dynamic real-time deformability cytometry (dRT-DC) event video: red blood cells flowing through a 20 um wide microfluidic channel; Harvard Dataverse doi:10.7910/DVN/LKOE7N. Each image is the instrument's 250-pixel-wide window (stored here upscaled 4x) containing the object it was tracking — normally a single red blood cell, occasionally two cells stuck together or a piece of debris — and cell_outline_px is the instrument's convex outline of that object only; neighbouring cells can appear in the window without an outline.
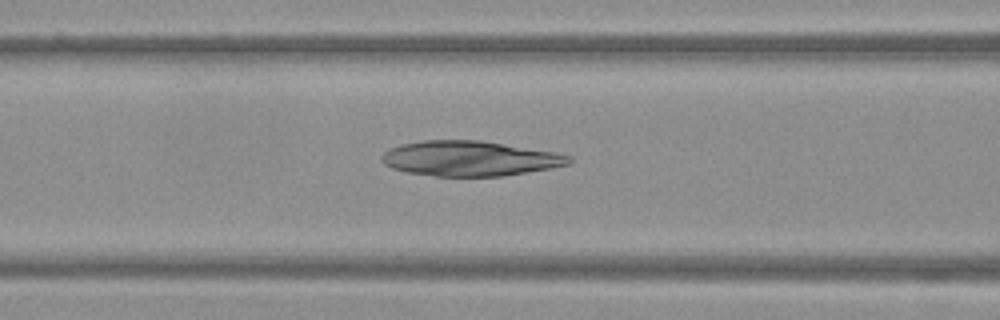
{"species": "Egyptian fruit bat (a non-hibernating species)", "species_latin": "Rousettus aegyptiacus", "temperature_condition": "warm", "stored_images_in_passage": 50, "camera_frame_rate_fps": 3000, "um_per_image_px": 0.085, "frame": {"image": 1, "passage_image": 21, "time_ms": 6.667, "image_size_px": [1000, 320], "cell_outline_px": [[572, 164], [504, 176], [436, 176], [408, 172], [392, 168], [384, 164], [380, 160], [380, 156], [388, 148], [404, 144], [424, 140], [480, 140], [556, 152], [572, 156]], "centroid_in_image_um": [39.94, 13.47], "position_along_channel_um": 126.7, "area_um2": 38.32}}
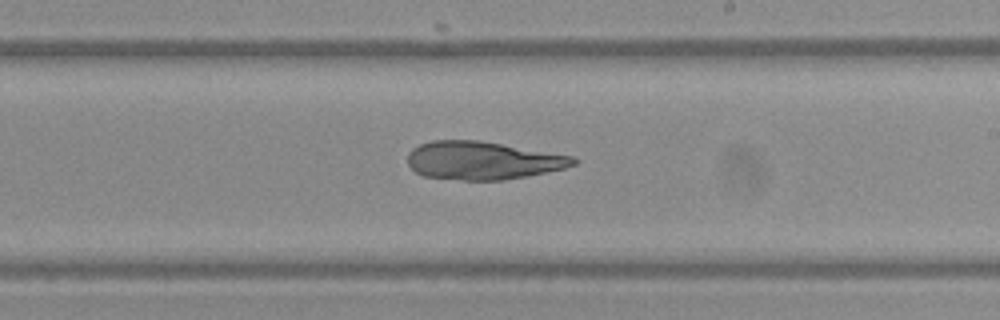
{"frame": {"image": 2, "passage_image": 30, "time_ms": 9.667, "image_size_px": [1000, 320], "cell_outline_px": [[580, 160], [576, 164], [564, 168], [504, 180], [464, 180], [424, 176], [416, 172], [408, 164], [408, 152], [412, 148], [420, 144], [432, 140], [480, 140], [576, 156]], "centroid_in_image_um": [41.05, 13.63], "position_along_channel_um": 248.0, "area_um2": 36.88}}
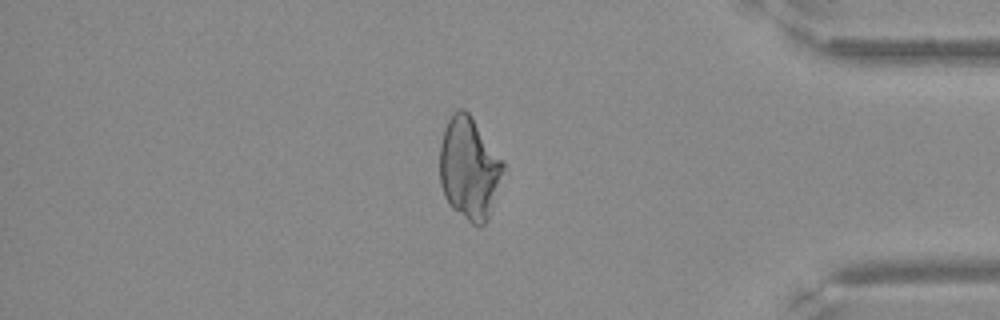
{"frame": {"image": 3, "passage_image": 43, "time_ms": 14.0, "image_size_px": [1000, 320], "cell_outline_px": [[508, 168], [488, 216], [484, 224], [472, 224], [452, 208], [448, 204], [444, 196], [440, 184], [440, 144], [444, 128], [452, 112], [460, 108], [464, 108], [472, 116], [504, 160]], "centroid_in_image_um": [39.91, 14.27], "position_along_channel_um": 395.3, "area_um2": 38.49}}